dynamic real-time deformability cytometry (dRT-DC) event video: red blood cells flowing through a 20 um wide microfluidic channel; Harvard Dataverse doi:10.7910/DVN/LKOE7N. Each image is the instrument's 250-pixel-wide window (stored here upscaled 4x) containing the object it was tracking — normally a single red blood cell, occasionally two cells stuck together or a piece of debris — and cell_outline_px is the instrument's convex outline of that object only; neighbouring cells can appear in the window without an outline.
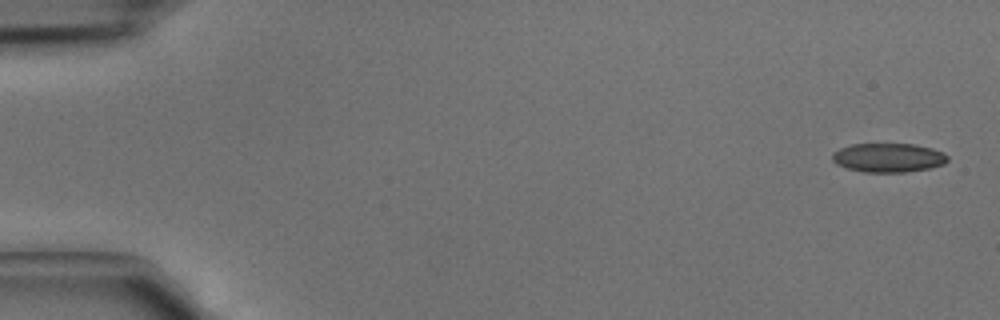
{"species": "common noctule bat (a hibernating species)", "species_latin": "Nyctalus noctula", "temperature_condition": "cold", "stored_images_in_passage": 5, "camera_frame_rate_fps": 3000, "um_per_image_px": 0.085, "animal": {"sex": "male", "body_mass_g": 15.6}, "frame": {"image": 1, "passage_image": 1, "time_ms": 0.0, "image_size_px": [1000, 320], "cell_outline_px": [[948, 160], [944, 164], [928, 168], [904, 172], [864, 172], [848, 168], [836, 164], [832, 160], [832, 152], [840, 148], [852, 144], [912, 144], [932, 148], [944, 152], [948, 156]], "centroid_in_image_um": [75.5, 13.4], "position_along_channel_um": 9.5, "area_um2": 19.48}}
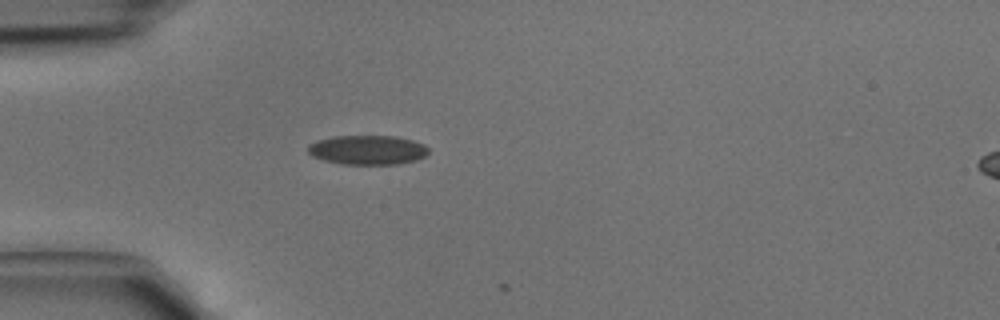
{"frame": {"image": 2, "passage_image": 4, "time_ms": 1.0, "image_size_px": [1000, 320], "cell_outline_px": [[428, 152], [424, 156], [416, 160], [396, 164], [344, 164], [324, 160], [312, 156], [308, 152], [308, 144], [316, 140], [332, 136], [396, 136], [412, 140], [424, 144], [428, 148]], "centroid_in_image_um": [31.22, 12.73], "position_along_channel_um": 53.8, "area_um2": 20.63}}